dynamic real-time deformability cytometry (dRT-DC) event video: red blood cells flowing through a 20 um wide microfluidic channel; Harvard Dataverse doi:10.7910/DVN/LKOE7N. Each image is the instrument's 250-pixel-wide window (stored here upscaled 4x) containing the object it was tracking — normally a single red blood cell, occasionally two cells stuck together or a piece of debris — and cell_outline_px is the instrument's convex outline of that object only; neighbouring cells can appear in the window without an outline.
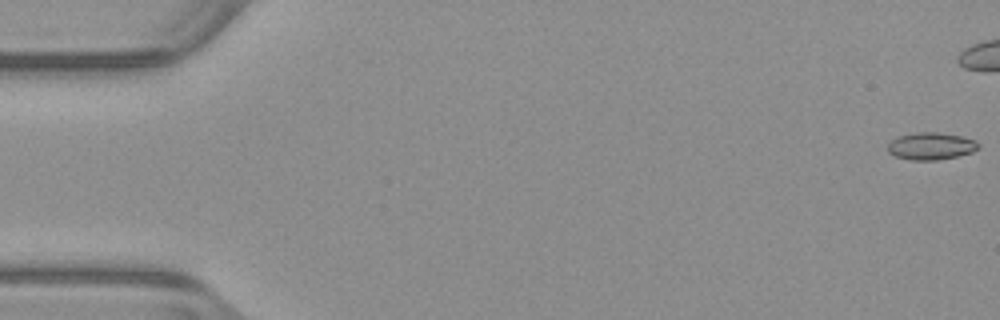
{"species": "common noctule bat (a hibernating species)", "species_latin": "Nyctalus noctula", "temperature_condition": "warm", "stored_images_in_passage": 42, "camera_frame_rate_fps": 3000, "um_per_image_px": 0.085, "animal": {"sex": "male", "body_mass_g": 23.1, "forearm_length_mm": 52.7}, "frame": {"image": 1, "passage_image": 1, "time_ms": 0.0, "image_size_px": [1000, 320], "cell_outline_px": [[980, 148], [972, 152], [956, 156], [936, 160], [912, 160], [896, 156], [888, 152], [888, 144], [892, 140], [900, 136], [916, 132], [936, 132], [964, 136], [976, 140], [980, 144]], "centroid_in_image_um": [79.18, 12.41], "position_along_channel_um": 5.8, "area_um2": 14.39}}
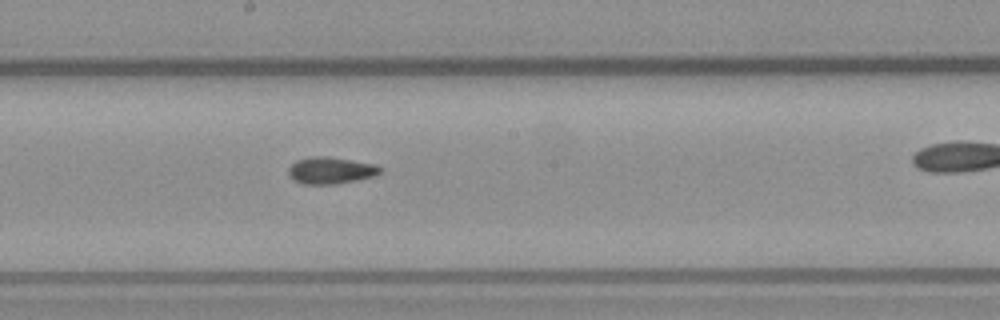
{"frame": {"image": 2, "passage_image": 29, "time_ms": 9.333, "image_size_px": [1000, 320], "cell_outline_px": [[384, 168], [376, 176], [336, 184], [304, 184], [292, 180], [288, 176], [288, 168], [296, 160], [308, 156], [328, 156], [376, 164]], "centroid_in_image_um": [28.1, 14.48], "position_along_channel_um": 220.1, "area_um2": 14.62}}
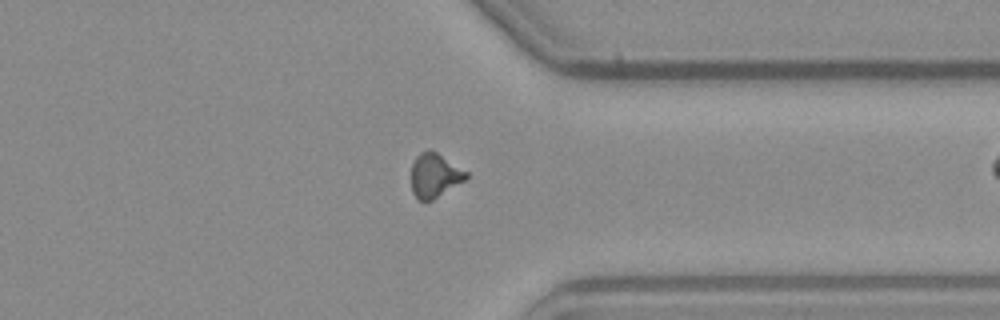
{"frame": {"image": 3, "passage_image": 41, "time_ms": 13.333, "image_size_px": [1000, 320], "cell_outline_px": [[468, 176], [464, 180], [432, 200], [420, 200], [412, 192], [412, 164], [416, 156], [420, 152], [428, 148], [432, 148], [468, 172]], "centroid_in_image_um": [36.94, 14.85], "position_along_channel_um": 374.5, "area_um2": 14.1}}